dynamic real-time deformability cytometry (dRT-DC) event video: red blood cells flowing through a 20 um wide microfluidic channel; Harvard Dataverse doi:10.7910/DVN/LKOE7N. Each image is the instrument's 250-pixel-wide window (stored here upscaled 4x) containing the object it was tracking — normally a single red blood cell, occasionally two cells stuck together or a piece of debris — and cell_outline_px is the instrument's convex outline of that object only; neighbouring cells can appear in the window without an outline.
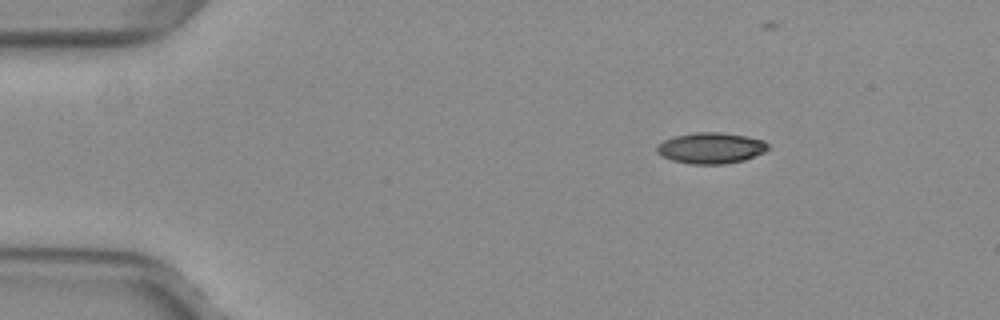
{"species": "common noctule bat (a hibernating species)", "species_latin": "Nyctalus noctula", "temperature_condition": "warm", "stored_images_in_passage": 35, "camera_frame_rate_fps": 3000, "um_per_image_px": 0.085, "animal": {"sex": "female", "body_mass_g": 29.2, "forearm_length_mm": 56.3}, "frame": {"image": 1, "passage_image": 1, "time_ms": 0.0, "image_size_px": [1000, 320], "cell_outline_px": [[772, 148], [764, 152], [744, 160], [724, 164], [692, 164], [672, 160], [660, 156], [656, 152], [656, 144], [664, 140], [676, 136], [696, 132], [720, 132], [744, 136], [764, 140]], "centroid_in_image_um": [60.42, 12.59], "position_along_channel_um": 24.6, "area_um2": 20.17}}
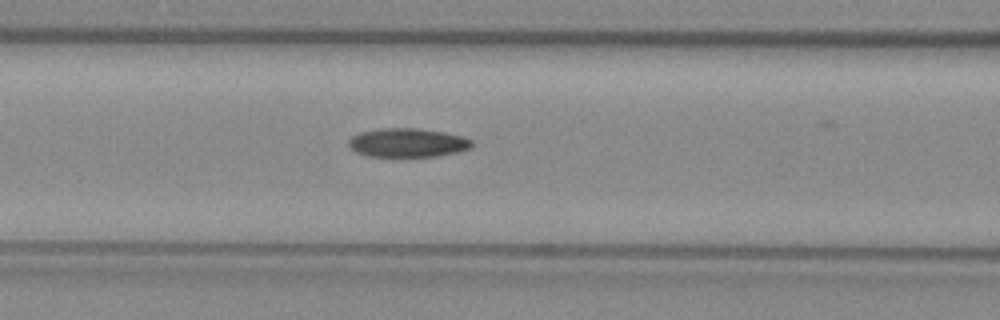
{"frame": {"image": 2, "passage_image": 15, "time_ms": 4.667, "image_size_px": [1000, 320], "cell_outline_px": [[472, 148], [460, 152], [436, 156], [368, 156], [356, 152], [348, 144], [348, 140], [352, 136], [360, 132], [380, 128], [416, 128], [444, 132], [464, 136], [472, 140]], "centroid_in_image_um": [34.68, 12.12], "position_along_channel_um": 131.9, "area_um2": 20.81}}
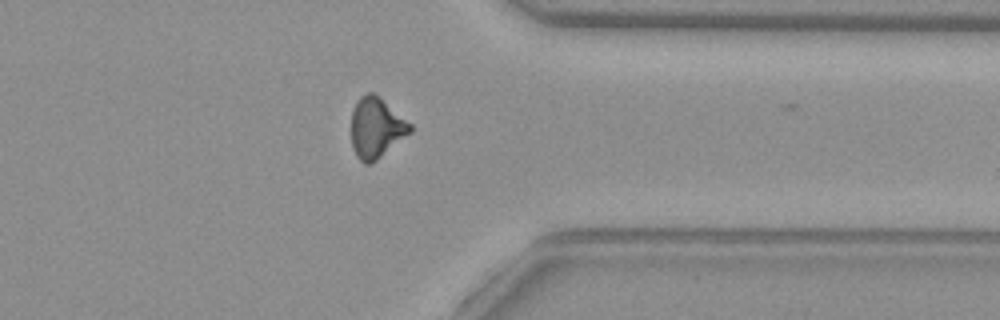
{"frame": {"image": 3, "passage_image": 34, "time_ms": 11.0, "image_size_px": [1000, 320], "cell_outline_px": [[412, 132], [376, 160], [368, 164], [364, 164], [356, 156], [352, 148], [352, 112], [356, 100], [360, 96], [368, 92], [372, 92], [380, 96], [412, 124]], "centroid_in_image_um": [31.99, 10.84], "position_along_channel_um": 379.4, "area_um2": 20.87}}